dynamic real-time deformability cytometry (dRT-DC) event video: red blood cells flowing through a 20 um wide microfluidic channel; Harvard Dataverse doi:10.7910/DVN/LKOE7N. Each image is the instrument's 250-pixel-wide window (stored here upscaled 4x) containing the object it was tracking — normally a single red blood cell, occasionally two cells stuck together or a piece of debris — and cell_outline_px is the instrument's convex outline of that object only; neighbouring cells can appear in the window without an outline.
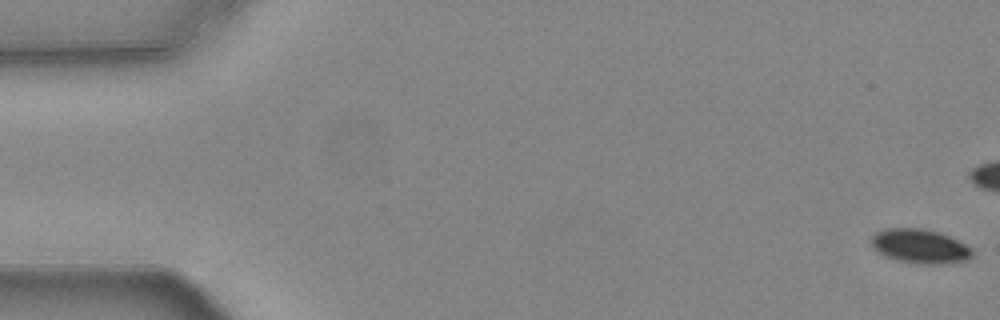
{"species": "common noctule bat (a hibernating species)", "species_latin": "Nyctalus noctula", "temperature_condition": "warm", "stored_images_in_passage": 57, "camera_frame_rate_fps": 3000, "um_per_image_px": 0.085, "animal": {"sex": "female", "body_mass_g": 24.6, "forearm_length_mm": 56.2}, "frame": {"image": 1, "passage_image": 1, "time_ms": 0.0, "image_size_px": [1000, 320], "cell_outline_px": [[972, 256], [968, 260], [944, 264], [916, 264], [896, 260], [884, 256], [872, 244], [872, 236], [876, 232], [884, 228], [920, 228], [940, 232], [972, 248]], "centroid_in_image_um": [78.21, 20.94], "position_along_channel_um": 6.8, "area_um2": 20.11}}
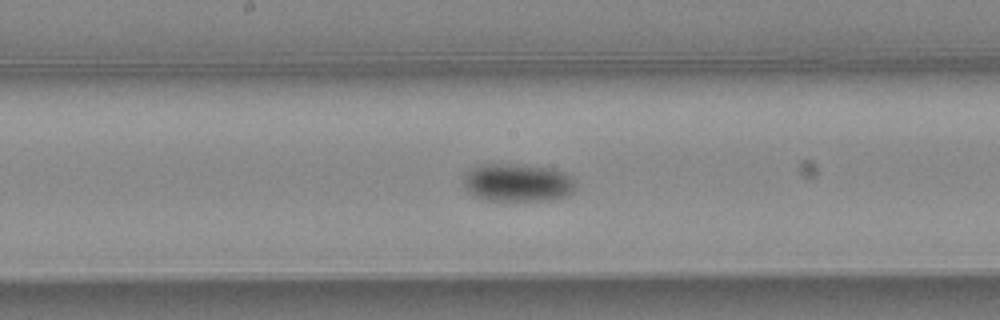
{"frame": {"image": 2, "passage_image": 29, "time_ms": 9.333, "image_size_px": [1000, 320], "cell_outline_px": [[576, 188], [568, 196], [552, 200], [488, 200], [476, 196], [468, 192], [464, 188], [464, 172], [468, 168], [476, 164], [500, 160], [528, 164], [552, 168], [568, 172], [576, 180]], "centroid_in_image_um": [43.98, 15.45], "position_along_channel_um": 204.2, "area_um2": 26.36}}
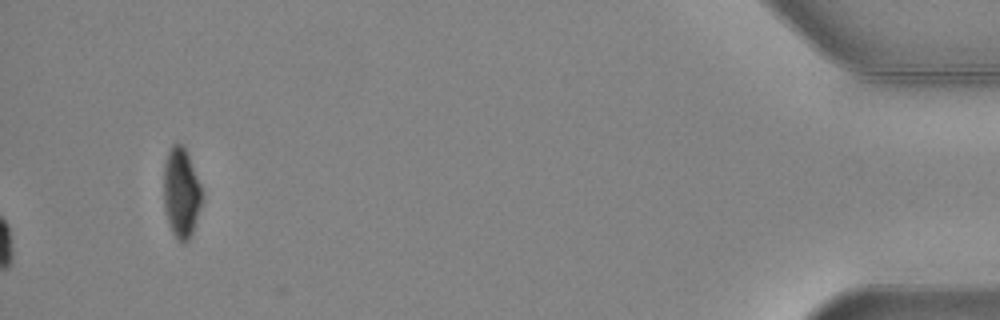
{"frame": {"image": 3, "passage_image": 57, "time_ms": 18.667, "image_size_px": [1000, 320], "cell_outline_px": [[204, 200], [192, 232], [188, 240], [184, 244], [176, 240], [172, 232], [164, 208], [164, 164], [168, 152], [172, 144], [180, 144], [188, 152], [204, 192]], "centroid_in_image_um": [15.44, 16.4], "position_along_channel_um": 419.8, "area_um2": 20.46}, "authors_computed_cell_mechanics": {"area_um2": 21.964, "velocity_mm_per_s": 3.7195, "shape_relaxation_time_tau1_ms": 2.4437, "shape_relaxation_time_tau2_ms": null, "deformation_change_tau1": 0.0857, "deformation_change_tau2": null}}